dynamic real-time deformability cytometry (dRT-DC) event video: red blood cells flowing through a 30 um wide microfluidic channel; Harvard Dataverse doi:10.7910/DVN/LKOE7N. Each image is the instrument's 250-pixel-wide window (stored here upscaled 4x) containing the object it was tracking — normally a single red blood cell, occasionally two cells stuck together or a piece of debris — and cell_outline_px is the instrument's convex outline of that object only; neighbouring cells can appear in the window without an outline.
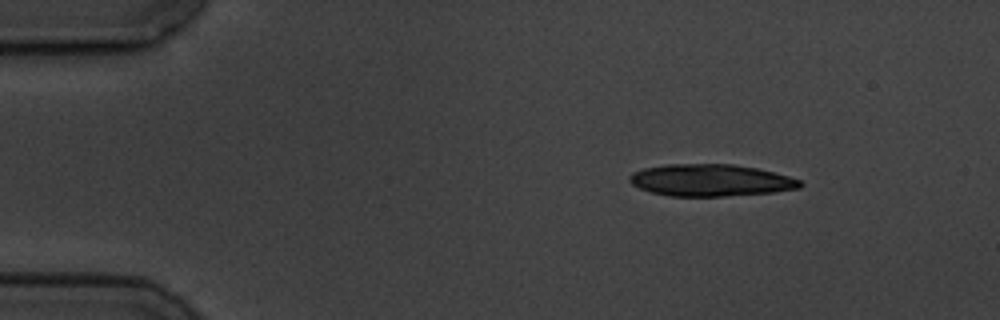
{"species": "common noctule bat (a hibernating species)", "species_latin": "Nyctalus noctula", "temperature_condition": "cold", "stored_images_in_passage": 9, "camera_frame_rate_fps": 3000, "um_per_image_px": 0.085, "animal": {"sex": "male", "body_mass_g": 19.5, "forearm_length_mm": 54.6}, "frame": {"image": 1, "passage_image": 1, "time_ms": 0.0, "image_size_px": [1000, 320], "cell_outline_px": [[804, 184], [800, 188], [772, 192], [724, 196], [668, 196], [652, 192], [640, 188], [632, 184], [628, 180], [628, 176], [632, 172], [644, 168], [668, 164], [732, 164], [756, 168], [788, 176], [800, 180]], "centroid_in_image_um": [60.38, 15.32], "position_along_channel_um": 24.6, "area_um2": 31.67}}
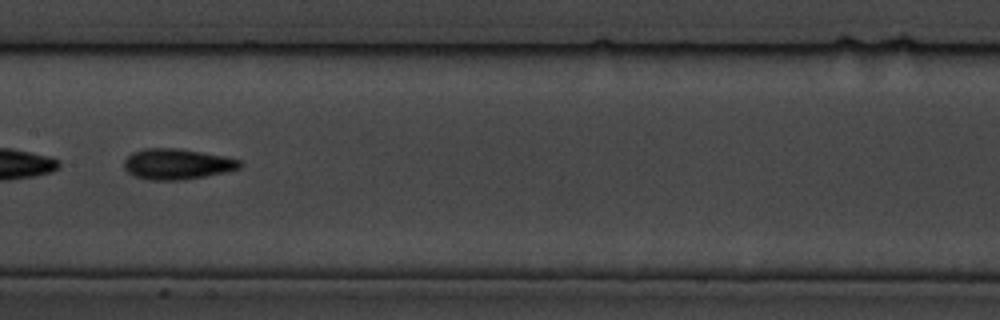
{"frame": {"image": 2, "passage_image": 7, "time_ms": 7.0, "image_size_px": [1000, 320], "cell_outline_px": [[244, 164], [240, 168], [224, 172], [184, 180], [148, 180], [136, 176], [128, 172], [124, 168], [124, 160], [132, 152], [144, 148], [180, 148], [224, 156], [240, 160]], "centroid_in_image_um": [15.05, 13.94], "position_along_channel_um": 192.4, "area_um2": 20.75}}